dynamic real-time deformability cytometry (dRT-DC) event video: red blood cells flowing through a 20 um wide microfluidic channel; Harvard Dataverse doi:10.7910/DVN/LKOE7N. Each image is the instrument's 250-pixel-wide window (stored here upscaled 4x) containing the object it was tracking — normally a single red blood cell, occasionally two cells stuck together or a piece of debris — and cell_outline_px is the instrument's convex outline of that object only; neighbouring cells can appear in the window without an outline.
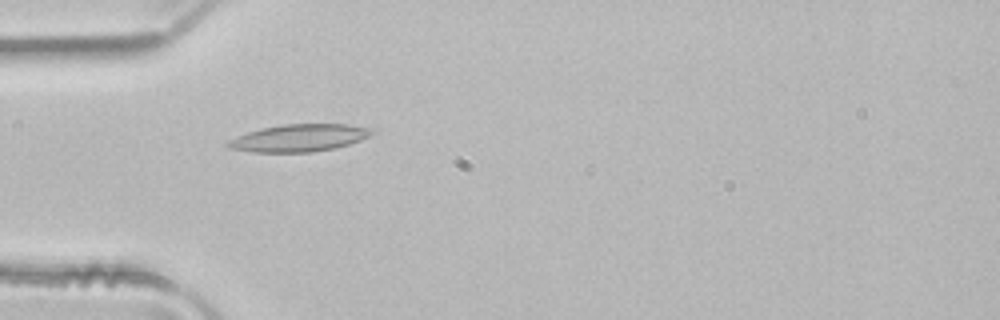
{"species": "common noctule bat (a hibernating species)", "species_latin": "Nyctalus noctula", "temperature_condition": "room temperature", "stored_images_in_passage": 36, "camera_frame_rate_fps": 3000, "um_per_image_px": 0.085, "animal": {"sex": "male", "body_mass_g": 21.5, "forearm_length_mm": 52.0}, "frame": {"image": 1, "passage_image": 1, "time_ms": 0.0, "image_size_px": [1000, 320], "cell_outline_px": [[376, 132], [360, 140], [348, 144], [332, 148], [312, 152], [252, 152], [228, 148], [224, 144], [228, 140], [236, 136], [248, 132], [280, 124], [348, 124], [372, 128]], "centroid_in_image_um": [25.4, 11.72], "position_along_channel_um": 59.6, "area_um2": 22.89}}
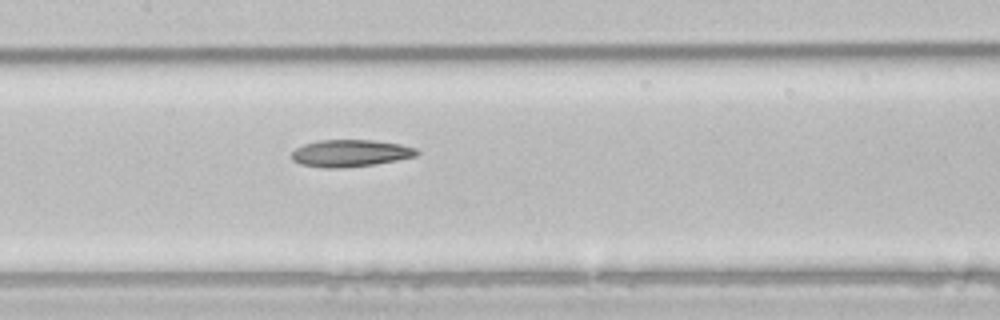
{"frame": {"image": 2, "passage_image": 10, "time_ms": 3.0, "image_size_px": [1000, 320], "cell_outline_px": [[420, 152], [416, 156], [376, 164], [344, 168], [324, 168], [300, 164], [292, 160], [292, 152], [296, 148], [304, 144], [320, 140], [372, 140], [400, 144], [416, 148]], "centroid_in_image_um": [29.78, 13.03], "position_along_channel_um": 177.6, "area_um2": 19.77}}
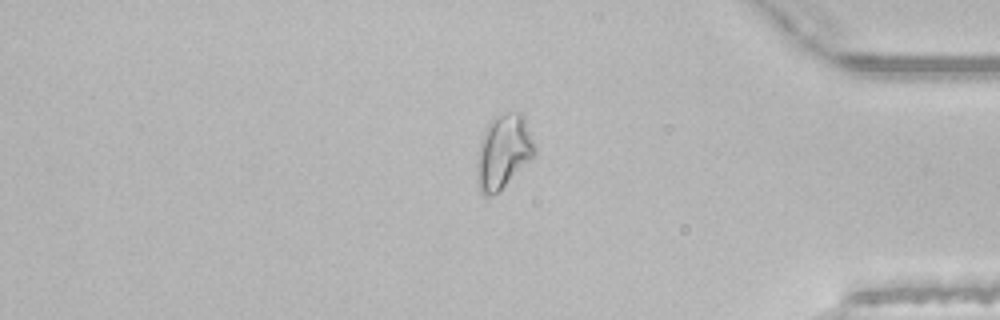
{"frame": {"image": 3, "passage_image": 28, "time_ms": 9.0, "image_size_px": [1000, 320], "cell_outline_px": [[536, 152], [492, 196], [484, 196], [480, 192], [476, 180], [476, 164], [480, 140], [492, 116], [508, 112], [520, 112], [524, 116], [536, 148]], "centroid_in_image_um": [42.74, 12.84], "position_along_channel_um": 392.5, "area_um2": 24.51}, "authors_computed_cell_mechanics": {"area_um2": 20.5479, "velocity_mm_per_s": 4.0287, "shape_relaxation_time_tau1_ms": 11.3954, "shape_relaxation_time_tau2_ms": 8.9997, "deformation_change_tau1": 0.1975, "deformation_change_tau2": 0.1875}}